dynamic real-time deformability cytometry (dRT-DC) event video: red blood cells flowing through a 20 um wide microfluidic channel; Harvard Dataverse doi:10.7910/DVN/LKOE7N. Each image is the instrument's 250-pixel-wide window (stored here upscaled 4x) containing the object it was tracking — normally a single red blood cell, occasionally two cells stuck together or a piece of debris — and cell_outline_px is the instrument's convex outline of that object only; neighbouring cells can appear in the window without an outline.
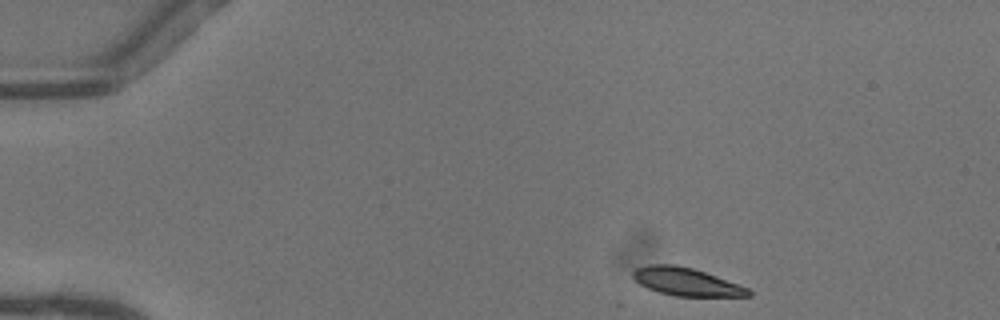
{"species": "common noctule bat (a hibernating species)", "species_latin": "Nyctalus noctula", "temperature_condition": "warm", "stored_images_in_passage": 44, "camera_frame_rate_fps": 3000, "um_per_image_px": 0.085, "animal": {"sex": "female"}, "frame": {"image": 1, "passage_image": 1, "time_ms": 0.0, "image_size_px": [1000, 320], "cell_outline_px": [[752, 296], [676, 296], [660, 292], [648, 288], [640, 284], [632, 276], [632, 272], [636, 268], [648, 264], [672, 264], [692, 268], [704, 272], [748, 288], [752, 292]], "centroid_in_image_um": [58.31, 23.95], "position_along_channel_um": 26.7, "area_um2": 18.5}}
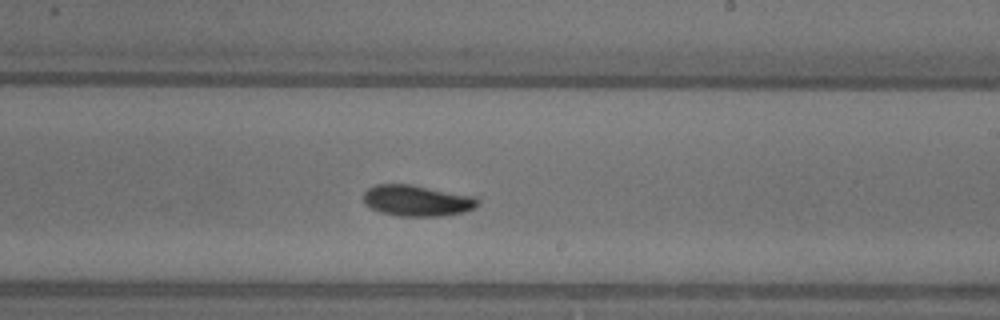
{"frame": {"image": 2, "passage_image": 24, "time_ms": 7.667, "image_size_px": [1000, 320], "cell_outline_px": [[480, 200], [476, 208], [464, 212], [444, 216], [400, 216], [380, 212], [364, 204], [364, 192], [368, 188], [376, 184], [412, 184], [476, 196]], "centroid_in_image_um": [35.49, 17.05], "position_along_channel_um": 253.5, "area_um2": 20.98}}
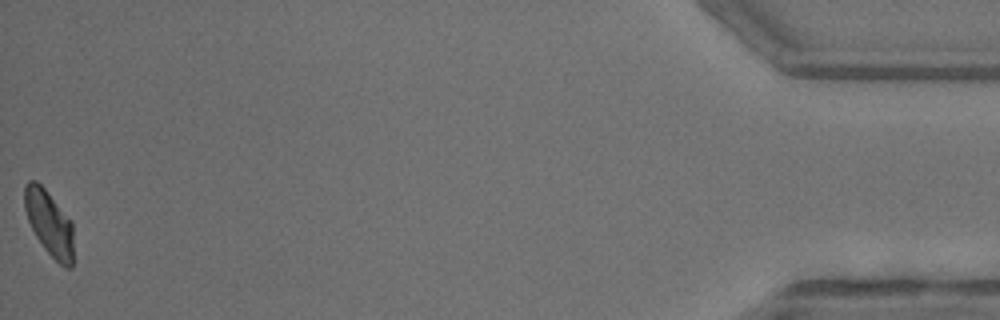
{"frame": {"image": 3, "passage_image": 44, "time_ms": 14.333, "image_size_px": [1000, 320], "cell_outline_px": [[72, 268], [64, 268], [44, 248], [36, 236], [28, 220], [24, 208], [24, 184], [28, 180], [36, 180], [44, 188], [72, 220]], "centroid_in_image_um": [4.17, 18.94], "position_along_channel_um": 431.0, "area_um2": 18.55}, "authors_computed_cell_mechanics": {"area_um2": 19.8832, "velocity_mm_per_s": 4.0869, "shape_relaxation_time_tau1_ms": 4.0838, "shape_relaxation_time_tau2_ms": 5.2379, "deformation_change_tau1": 0.1469, "deformation_change_tau2": 0.098}}